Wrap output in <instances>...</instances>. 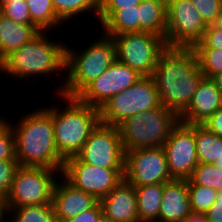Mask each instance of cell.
Returning <instances> with one entry per match:
<instances>
[{"mask_svg": "<svg viewBox=\"0 0 222 222\" xmlns=\"http://www.w3.org/2000/svg\"><path fill=\"white\" fill-rule=\"evenodd\" d=\"M117 61L141 76H153L160 55L168 48L162 36L151 32L123 33L112 37Z\"/></svg>", "mask_w": 222, "mask_h": 222, "instance_id": "9", "label": "cell"}, {"mask_svg": "<svg viewBox=\"0 0 222 222\" xmlns=\"http://www.w3.org/2000/svg\"><path fill=\"white\" fill-rule=\"evenodd\" d=\"M207 26L213 25L222 12V0H191Z\"/></svg>", "mask_w": 222, "mask_h": 222, "instance_id": "33", "label": "cell"}, {"mask_svg": "<svg viewBox=\"0 0 222 222\" xmlns=\"http://www.w3.org/2000/svg\"><path fill=\"white\" fill-rule=\"evenodd\" d=\"M99 222H117V221H114L113 219L111 218H108L106 217L104 214L101 216Z\"/></svg>", "mask_w": 222, "mask_h": 222, "instance_id": "44", "label": "cell"}, {"mask_svg": "<svg viewBox=\"0 0 222 222\" xmlns=\"http://www.w3.org/2000/svg\"><path fill=\"white\" fill-rule=\"evenodd\" d=\"M217 29L222 30V12L213 24Z\"/></svg>", "mask_w": 222, "mask_h": 222, "instance_id": "43", "label": "cell"}, {"mask_svg": "<svg viewBox=\"0 0 222 222\" xmlns=\"http://www.w3.org/2000/svg\"><path fill=\"white\" fill-rule=\"evenodd\" d=\"M195 184L214 189H222V170L211 163H199L192 177L190 178Z\"/></svg>", "mask_w": 222, "mask_h": 222, "instance_id": "30", "label": "cell"}, {"mask_svg": "<svg viewBox=\"0 0 222 222\" xmlns=\"http://www.w3.org/2000/svg\"><path fill=\"white\" fill-rule=\"evenodd\" d=\"M76 157L101 168H125V152L118 127L99 122Z\"/></svg>", "mask_w": 222, "mask_h": 222, "instance_id": "12", "label": "cell"}, {"mask_svg": "<svg viewBox=\"0 0 222 222\" xmlns=\"http://www.w3.org/2000/svg\"><path fill=\"white\" fill-rule=\"evenodd\" d=\"M157 86L152 76H143L131 87L113 95L100 110V122L118 126L129 117L160 105Z\"/></svg>", "mask_w": 222, "mask_h": 222, "instance_id": "7", "label": "cell"}, {"mask_svg": "<svg viewBox=\"0 0 222 222\" xmlns=\"http://www.w3.org/2000/svg\"><path fill=\"white\" fill-rule=\"evenodd\" d=\"M182 222H208L205 214L191 213Z\"/></svg>", "mask_w": 222, "mask_h": 222, "instance_id": "41", "label": "cell"}, {"mask_svg": "<svg viewBox=\"0 0 222 222\" xmlns=\"http://www.w3.org/2000/svg\"><path fill=\"white\" fill-rule=\"evenodd\" d=\"M99 202L106 217L117 222H139L135 186L125 178Z\"/></svg>", "mask_w": 222, "mask_h": 222, "instance_id": "18", "label": "cell"}, {"mask_svg": "<svg viewBox=\"0 0 222 222\" xmlns=\"http://www.w3.org/2000/svg\"><path fill=\"white\" fill-rule=\"evenodd\" d=\"M0 13L19 24L32 25L29 7L25 0L4 3L0 7Z\"/></svg>", "mask_w": 222, "mask_h": 222, "instance_id": "32", "label": "cell"}, {"mask_svg": "<svg viewBox=\"0 0 222 222\" xmlns=\"http://www.w3.org/2000/svg\"><path fill=\"white\" fill-rule=\"evenodd\" d=\"M102 215H103L102 206L100 202H98L90 210L80 213L73 218L67 220H61L59 222H99Z\"/></svg>", "mask_w": 222, "mask_h": 222, "instance_id": "37", "label": "cell"}, {"mask_svg": "<svg viewBox=\"0 0 222 222\" xmlns=\"http://www.w3.org/2000/svg\"><path fill=\"white\" fill-rule=\"evenodd\" d=\"M140 32H151L165 39L167 7L163 0H142L138 5Z\"/></svg>", "mask_w": 222, "mask_h": 222, "instance_id": "21", "label": "cell"}, {"mask_svg": "<svg viewBox=\"0 0 222 222\" xmlns=\"http://www.w3.org/2000/svg\"><path fill=\"white\" fill-rule=\"evenodd\" d=\"M207 27L191 0L176 1L167 6V47L193 48L201 41Z\"/></svg>", "mask_w": 222, "mask_h": 222, "instance_id": "11", "label": "cell"}, {"mask_svg": "<svg viewBox=\"0 0 222 222\" xmlns=\"http://www.w3.org/2000/svg\"><path fill=\"white\" fill-rule=\"evenodd\" d=\"M179 122V115L162 104L127 118L117 126L124 152L162 147Z\"/></svg>", "mask_w": 222, "mask_h": 222, "instance_id": "6", "label": "cell"}, {"mask_svg": "<svg viewBox=\"0 0 222 222\" xmlns=\"http://www.w3.org/2000/svg\"><path fill=\"white\" fill-rule=\"evenodd\" d=\"M20 167L17 160H0V196L6 198L9 194L15 173Z\"/></svg>", "mask_w": 222, "mask_h": 222, "instance_id": "34", "label": "cell"}, {"mask_svg": "<svg viewBox=\"0 0 222 222\" xmlns=\"http://www.w3.org/2000/svg\"><path fill=\"white\" fill-rule=\"evenodd\" d=\"M191 213L188 180L173 179L164 183L159 221L182 222Z\"/></svg>", "mask_w": 222, "mask_h": 222, "instance_id": "19", "label": "cell"}, {"mask_svg": "<svg viewBox=\"0 0 222 222\" xmlns=\"http://www.w3.org/2000/svg\"><path fill=\"white\" fill-rule=\"evenodd\" d=\"M205 78L212 79L222 73V50L215 48H192Z\"/></svg>", "mask_w": 222, "mask_h": 222, "instance_id": "29", "label": "cell"}, {"mask_svg": "<svg viewBox=\"0 0 222 222\" xmlns=\"http://www.w3.org/2000/svg\"><path fill=\"white\" fill-rule=\"evenodd\" d=\"M124 174L125 168H101L73 156L65 160L61 179L100 201L124 179Z\"/></svg>", "mask_w": 222, "mask_h": 222, "instance_id": "10", "label": "cell"}, {"mask_svg": "<svg viewBox=\"0 0 222 222\" xmlns=\"http://www.w3.org/2000/svg\"><path fill=\"white\" fill-rule=\"evenodd\" d=\"M0 160H16L15 135L10 121L0 116Z\"/></svg>", "mask_w": 222, "mask_h": 222, "instance_id": "31", "label": "cell"}, {"mask_svg": "<svg viewBox=\"0 0 222 222\" xmlns=\"http://www.w3.org/2000/svg\"><path fill=\"white\" fill-rule=\"evenodd\" d=\"M103 34L113 37L123 33L140 32L139 8L115 10L102 24Z\"/></svg>", "mask_w": 222, "mask_h": 222, "instance_id": "23", "label": "cell"}, {"mask_svg": "<svg viewBox=\"0 0 222 222\" xmlns=\"http://www.w3.org/2000/svg\"><path fill=\"white\" fill-rule=\"evenodd\" d=\"M142 0H99L98 24H102L115 10L135 7Z\"/></svg>", "mask_w": 222, "mask_h": 222, "instance_id": "35", "label": "cell"}, {"mask_svg": "<svg viewBox=\"0 0 222 222\" xmlns=\"http://www.w3.org/2000/svg\"><path fill=\"white\" fill-rule=\"evenodd\" d=\"M195 140L199 163L213 164L222 157V138L203 124H195Z\"/></svg>", "mask_w": 222, "mask_h": 222, "instance_id": "24", "label": "cell"}, {"mask_svg": "<svg viewBox=\"0 0 222 222\" xmlns=\"http://www.w3.org/2000/svg\"><path fill=\"white\" fill-rule=\"evenodd\" d=\"M25 1L29 7L32 25H34L40 32H52L64 23L56 15L52 0Z\"/></svg>", "mask_w": 222, "mask_h": 222, "instance_id": "25", "label": "cell"}, {"mask_svg": "<svg viewBox=\"0 0 222 222\" xmlns=\"http://www.w3.org/2000/svg\"><path fill=\"white\" fill-rule=\"evenodd\" d=\"M160 103L180 115L189 105L204 74L192 48H167L153 76Z\"/></svg>", "mask_w": 222, "mask_h": 222, "instance_id": "1", "label": "cell"}, {"mask_svg": "<svg viewBox=\"0 0 222 222\" xmlns=\"http://www.w3.org/2000/svg\"><path fill=\"white\" fill-rule=\"evenodd\" d=\"M222 106V93L210 78H203L188 107L179 115L185 124H204Z\"/></svg>", "mask_w": 222, "mask_h": 222, "instance_id": "16", "label": "cell"}, {"mask_svg": "<svg viewBox=\"0 0 222 222\" xmlns=\"http://www.w3.org/2000/svg\"><path fill=\"white\" fill-rule=\"evenodd\" d=\"M11 128L15 135L16 160L20 166L63 170L65 159L55 145L53 106L22 115Z\"/></svg>", "mask_w": 222, "mask_h": 222, "instance_id": "2", "label": "cell"}, {"mask_svg": "<svg viewBox=\"0 0 222 222\" xmlns=\"http://www.w3.org/2000/svg\"><path fill=\"white\" fill-rule=\"evenodd\" d=\"M39 33L34 25L19 24L0 13V63Z\"/></svg>", "mask_w": 222, "mask_h": 222, "instance_id": "20", "label": "cell"}, {"mask_svg": "<svg viewBox=\"0 0 222 222\" xmlns=\"http://www.w3.org/2000/svg\"><path fill=\"white\" fill-rule=\"evenodd\" d=\"M193 48H215L222 50V30L214 25H209L203 38Z\"/></svg>", "mask_w": 222, "mask_h": 222, "instance_id": "36", "label": "cell"}, {"mask_svg": "<svg viewBox=\"0 0 222 222\" xmlns=\"http://www.w3.org/2000/svg\"><path fill=\"white\" fill-rule=\"evenodd\" d=\"M142 77L136 70L116 60L77 98L82 103L100 109L113 95L131 87Z\"/></svg>", "mask_w": 222, "mask_h": 222, "instance_id": "15", "label": "cell"}, {"mask_svg": "<svg viewBox=\"0 0 222 222\" xmlns=\"http://www.w3.org/2000/svg\"><path fill=\"white\" fill-rule=\"evenodd\" d=\"M52 2L56 15L64 23L72 20L75 16H83V12L95 15L98 20L99 0H52Z\"/></svg>", "mask_w": 222, "mask_h": 222, "instance_id": "27", "label": "cell"}, {"mask_svg": "<svg viewBox=\"0 0 222 222\" xmlns=\"http://www.w3.org/2000/svg\"><path fill=\"white\" fill-rule=\"evenodd\" d=\"M163 1H164L165 5L167 7L168 5H170V4H172V3L176 2V1H181V0H163Z\"/></svg>", "mask_w": 222, "mask_h": 222, "instance_id": "46", "label": "cell"}, {"mask_svg": "<svg viewBox=\"0 0 222 222\" xmlns=\"http://www.w3.org/2000/svg\"><path fill=\"white\" fill-rule=\"evenodd\" d=\"M213 164L216 165L220 170H222V157L220 159H216Z\"/></svg>", "mask_w": 222, "mask_h": 222, "instance_id": "45", "label": "cell"}, {"mask_svg": "<svg viewBox=\"0 0 222 222\" xmlns=\"http://www.w3.org/2000/svg\"><path fill=\"white\" fill-rule=\"evenodd\" d=\"M9 215V209L7 206L6 198L0 196V222H6V218Z\"/></svg>", "mask_w": 222, "mask_h": 222, "instance_id": "40", "label": "cell"}, {"mask_svg": "<svg viewBox=\"0 0 222 222\" xmlns=\"http://www.w3.org/2000/svg\"><path fill=\"white\" fill-rule=\"evenodd\" d=\"M11 1H22V0H0V7L4 4V3H8Z\"/></svg>", "mask_w": 222, "mask_h": 222, "instance_id": "47", "label": "cell"}, {"mask_svg": "<svg viewBox=\"0 0 222 222\" xmlns=\"http://www.w3.org/2000/svg\"><path fill=\"white\" fill-rule=\"evenodd\" d=\"M61 181L56 183L52 197L57 222L90 210L99 202L93 195L76 189L64 178Z\"/></svg>", "mask_w": 222, "mask_h": 222, "instance_id": "17", "label": "cell"}, {"mask_svg": "<svg viewBox=\"0 0 222 222\" xmlns=\"http://www.w3.org/2000/svg\"><path fill=\"white\" fill-rule=\"evenodd\" d=\"M212 80L216 83L217 88L220 90L222 93V73L214 76Z\"/></svg>", "mask_w": 222, "mask_h": 222, "instance_id": "42", "label": "cell"}, {"mask_svg": "<svg viewBox=\"0 0 222 222\" xmlns=\"http://www.w3.org/2000/svg\"><path fill=\"white\" fill-rule=\"evenodd\" d=\"M172 179L188 180L199 164L195 140V124L179 122L162 146Z\"/></svg>", "mask_w": 222, "mask_h": 222, "instance_id": "13", "label": "cell"}, {"mask_svg": "<svg viewBox=\"0 0 222 222\" xmlns=\"http://www.w3.org/2000/svg\"><path fill=\"white\" fill-rule=\"evenodd\" d=\"M9 209L8 222H57L52 203L19 206Z\"/></svg>", "mask_w": 222, "mask_h": 222, "instance_id": "26", "label": "cell"}, {"mask_svg": "<svg viewBox=\"0 0 222 222\" xmlns=\"http://www.w3.org/2000/svg\"><path fill=\"white\" fill-rule=\"evenodd\" d=\"M47 35L48 32H40L30 42L8 55L0 63V73L24 81L25 78L39 74L44 76L56 73L55 76H58L61 71L65 72L67 45L62 41L47 39Z\"/></svg>", "mask_w": 222, "mask_h": 222, "instance_id": "4", "label": "cell"}, {"mask_svg": "<svg viewBox=\"0 0 222 222\" xmlns=\"http://www.w3.org/2000/svg\"><path fill=\"white\" fill-rule=\"evenodd\" d=\"M203 125L222 138V106Z\"/></svg>", "mask_w": 222, "mask_h": 222, "instance_id": "39", "label": "cell"}, {"mask_svg": "<svg viewBox=\"0 0 222 222\" xmlns=\"http://www.w3.org/2000/svg\"><path fill=\"white\" fill-rule=\"evenodd\" d=\"M66 47L65 81L56 88V94L77 97L116 60V46L105 34L85 49ZM82 50V51H81Z\"/></svg>", "mask_w": 222, "mask_h": 222, "instance_id": "3", "label": "cell"}, {"mask_svg": "<svg viewBox=\"0 0 222 222\" xmlns=\"http://www.w3.org/2000/svg\"><path fill=\"white\" fill-rule=\"evenodd\" d=\"M164 183L135 187L139 222L159 221Z\"/></svg>", "mask_w": 222, "mask_h": 222, "instance_id": "22", "label": "cell"}, {"mask_svg": "<svg viewBox=\"0 0 222 222\" xmlns=\"http://www.w3.org/2000/svg\"><path fill=\"white\" fill-rule=\"evenodd\" d=\"M205 215L208 222H222V189L217 191V199Z\"/></svg>", "mask_w": 222, "mask_h": 222, "instance_id": "38", "label": "cell"}, {"mask_svg": "<svg viewBox=\"0 0 222 222\" xmlns=\"http://www.w3.org/2000/svg\"><path fill=\"white\" fill-rule=\"evenodd\" d=\"M190 210L192 213L205 214L217 199V191L195 184L188 179Z\"/></svg>", "mask_w": 222, "mask_h": 222, "instance_id": "28", "label": "cell"}, {"mask_svg": "<svg viewBox=\"0 0 222 222\" xmlns=\"http://www.w3.org/2000/svg\"><path fill=\"white\" fill-rule=\"evenodd\" d=\"M124 178L135 187L173 180L163 148H142L125 152Z\"/></svg>", "mask_w": 222, "mask_h": 222, "instance_id": "14", "label": "cell"}, {"mask_svg": "<svg viewBox=\"0 0 222 222\" xmlns=\"http://www.w3.org/2000/svg\"><path fill=\"white\" fill-rule=\"evenodd\" d=\"M60 169L20 166L6 196L8 208L52 203Z\"/></svg>", "mask_w": 222, "mask_h": 222, "instance_id": "8", "label": "cell"}, {"mask_svg": "<svg viewBox=\"0 0 222 222\" xmlns=\"http://www.w3.org/2000/svg\"><path fill=\"white\" fill-rule=\"evenodd\" d=\"M66 101V107L53 106L55 145L66 160L76 156L100 122V110L82 103L77 97L57 94ZM65 107V108H64Z\"/></svg>", "mask_w": 222, "mask_h": 222, "instance_id": "5", "label": "cell"}]
</instances>
